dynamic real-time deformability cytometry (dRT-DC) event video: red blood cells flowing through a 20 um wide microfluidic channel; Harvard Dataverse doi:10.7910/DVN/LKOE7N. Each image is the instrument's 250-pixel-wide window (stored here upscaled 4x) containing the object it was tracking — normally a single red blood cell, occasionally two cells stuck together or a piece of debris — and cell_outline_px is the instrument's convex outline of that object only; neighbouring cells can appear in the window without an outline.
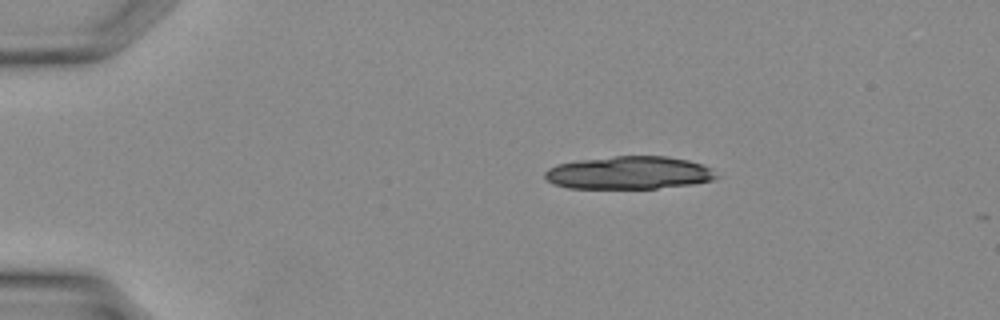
{"species": "Egyptian fruit bat (a non-hibernating species)", "species_latin": "Rousettus aegyptiacus", "temperature_condition": "warm", "stored_images_in_passage": 6, "camera_frame_rate_fps": 3000, "um_per_image_px": 0.085, "animal": {"sex": "female"}, "frame": {"image": 1, "passage_image": 1, "time_ms": 0.0, "image_size_px": [1000, 320], "cell_outline_px": [[720, 176], [712, 180], [692, 184], [656, 188], [568, 188], [552, 184], [544, 176], [544, 172], [548, 168], [556, 164], [576, 160], [616, 156], [668, 156], [688, 160], [712, 168]], "centroid_in_image_um": [53.45, 14.68], "position_along_channel_um": 31.5, "area_um2": 33.0}}